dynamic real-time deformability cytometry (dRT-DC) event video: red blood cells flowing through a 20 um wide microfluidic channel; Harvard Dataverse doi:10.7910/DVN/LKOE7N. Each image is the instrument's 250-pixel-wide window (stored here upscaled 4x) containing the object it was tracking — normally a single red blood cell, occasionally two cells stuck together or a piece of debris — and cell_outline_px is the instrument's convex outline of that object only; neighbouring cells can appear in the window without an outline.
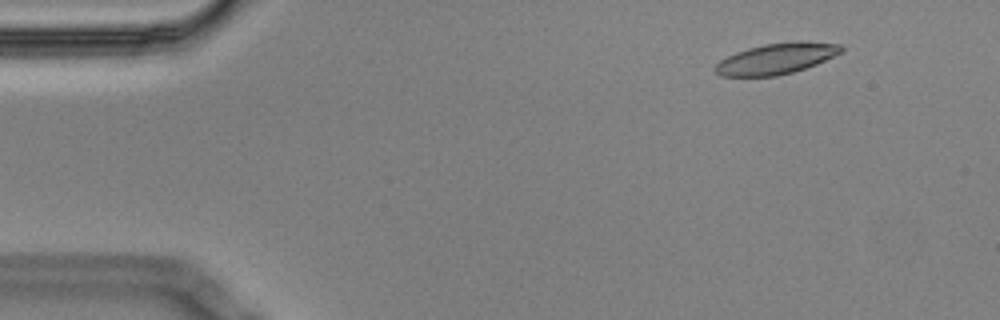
{"species": "Egyptian fruit bat (a non-hibernating species)", "species_latin": "Rousettus aegyptiacus", "temperature_condition": "cold", "stored_images_in_passage": 5, "camera_frame_rate_fps": 3000, "um_per_image_px": 0.085, "animal": {"sex": "male"}, "frame": {"image": 1, "passage_image": 2, "time_ms": 0.333, "image_size_px": [1000, 320], "cell_outline_px": [[844, 52], [816, 64], [792, 72], [776, 76], [720, 76], [712, 68], [720, 60], [736, 52], [748, 48], [764, 44], [796, 40], [800, 40], [840, 44], [844, 48]], "centroid_in_image_um": [66.01, 4.97], "position_along_channel_um": 19.0, "area_um2": 22.83}}